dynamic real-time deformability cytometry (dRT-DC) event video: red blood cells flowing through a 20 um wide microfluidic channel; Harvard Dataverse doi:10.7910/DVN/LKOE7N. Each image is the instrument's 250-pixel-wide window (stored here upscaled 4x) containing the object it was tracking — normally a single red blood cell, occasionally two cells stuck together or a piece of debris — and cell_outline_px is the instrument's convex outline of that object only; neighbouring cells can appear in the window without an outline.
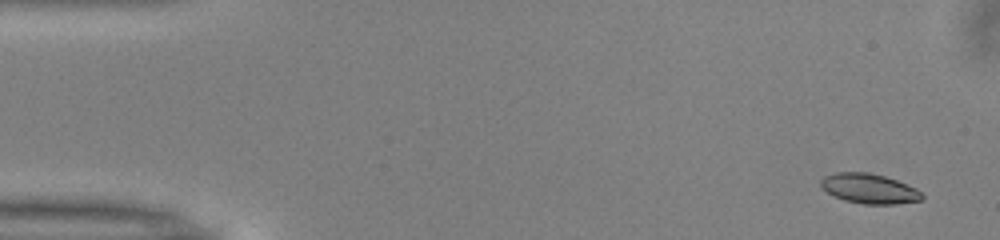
{"species": "common noctule bat (a hibernating species)", "species_latin": "Nyctalus noctula", "temperature_condition": "warm", "stored_images_in_passage": 51, "camera_frame_rate_fps": 3000, "um_per_image_px": 0.085, "animal": {"sex": "male", "body_mass_g": 13.0, "forearm_length_mm": 53.1}, "frame": {"image": 1, "passage_image": 3, "time_ms": 0.667, "image_size_px": [1000, 240], "cell_outline_px": [[924, 196], [920, 200], [896, 204], [864, 204], [844, 200], [828, 192], [820, 184], [820, 180], [824, 176], [836, 172], [868, 172], [884, 176], [896, 180], [916, 188]], "centroid_in_image_um": [73.88, 16.02], "position_along_channel_um": 11.1, "area_um2": 17.4}}
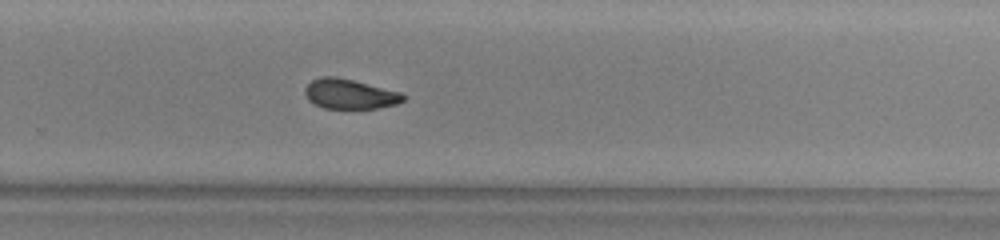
{"frame": {"image": 2, "passage_image": 34, "time_ms": 11.0, "image_size_px": [1000, 240], "cell_outline_px": [[404, 100], [396, 104], [376, 108], [324, 108], [308, 100], [304, 92], [304, 88], [312, 80], [320, 76], [336, 76], [400, 92], [404, 96]], "centroid_in_image_um": [29.68, 7.98], "position_along_channel_um": 300.1, "area_um2": 16.88}}
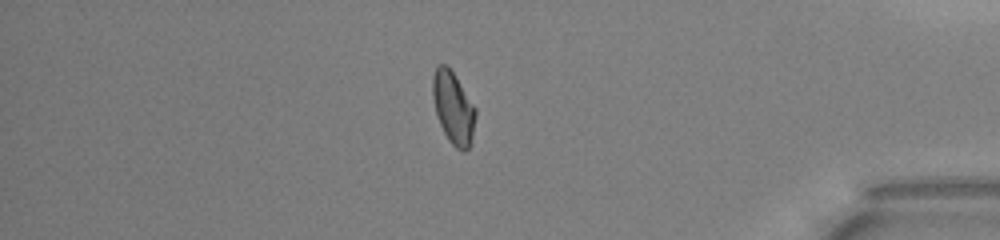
{"frame": {"image": 3, "passage_image": 44, "time_ms": 14.333, "image_size_px": [1000, 240], "cell_outline_px": [[476, 116], [472, 136], [468, 148], [464, 152], [456, 148], [448, 140], [440, 124], [436, 112], [432, 96], [432, 76], [436, 68], [440, 64], [444, 64], [452, 72], [476, 108]], "centroid_in_image_um": [38.52, 9.18], "position_along_channel_um": 396.7, "area_um2": 17.74}, "authors_computed_cell_mechanics": {"area_um2": 17.6868, "velocity_mm_per_s": 4.0072, "shape_relaxation_time_tau1_ms": 3.8503, "shape_relaxation_time_tau2_ms": 4.1429, "deformation_change_tau1": 0.1291, "deformation_change_tau2": 0.1007}}